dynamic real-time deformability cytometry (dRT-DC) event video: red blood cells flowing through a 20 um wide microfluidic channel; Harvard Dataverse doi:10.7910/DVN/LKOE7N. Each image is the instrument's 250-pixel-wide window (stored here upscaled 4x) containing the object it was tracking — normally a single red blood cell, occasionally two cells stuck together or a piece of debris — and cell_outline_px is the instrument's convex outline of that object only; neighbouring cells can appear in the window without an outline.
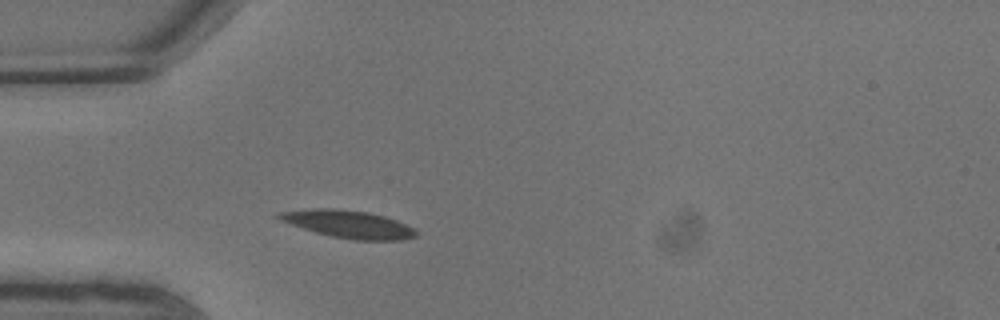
{"species": "common noctule bat (a hibernating species)", "species_latin": "Nyctalus noctula", "temperature_condition": "warm", "stored_images_in_passage": 4, "camera_frame_rate_fps": 3000, "um_per_image_px": 0.085, "animal": {"sex": "male", "body_mass_g": 13.3}, "frame": {"image": 1, "passage_image": 4, "time_ms": 1.0, "image_size_px": [1000, 320], "cell_outline_px": [[420, 232], [416, 236], [400, 240], [352, 240], [332, 236], [316, 232], [280, 220], [276, 216], [280, 212], [312, 208], [336, 208], [368, 212], [384, 216], [396, 220], [416, 228]], "centroid_in_image_um": [29.68, 19.05], "position_along_channel_um": 55.3, "area_um2": 22.02}}